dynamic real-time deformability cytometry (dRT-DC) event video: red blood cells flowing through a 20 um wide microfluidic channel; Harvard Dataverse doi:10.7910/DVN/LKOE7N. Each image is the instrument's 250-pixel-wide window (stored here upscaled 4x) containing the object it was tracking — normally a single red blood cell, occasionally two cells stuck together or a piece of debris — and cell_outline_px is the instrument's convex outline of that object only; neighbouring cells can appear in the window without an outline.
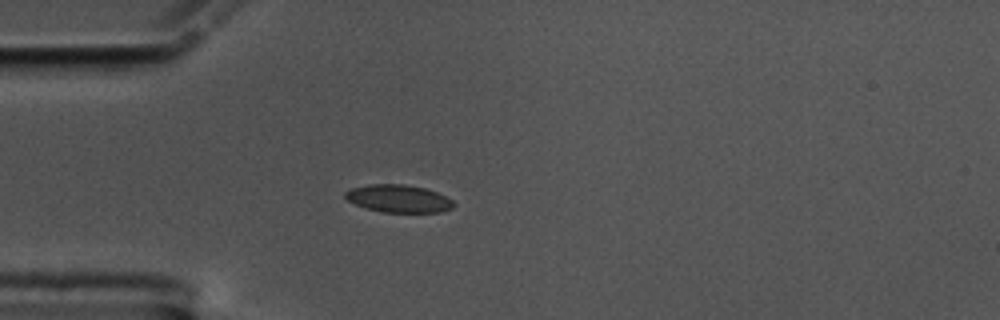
{"species": "common noctule bat (a hibernating species)", "species_latin": "Nyctalus noctula", "temperature_condition": "cold", "stored_images_in_passage": 51, "camera_frame_rate_fps": 3000, "um_per_image_px": 0.085, "animal": {"sex": "male", "body_mass_g": 17.5, "forearm_length_mm": 52.3}, "frame": {"image": 1, "passage_image": 10, "time_ms": 3.0, "image_size_px": [1000, 320], "cell_outline_px": [[456, 204], [452, 208], [440, 212], [384, 212], [368, 208], [356, 204], [348, 200], [344, 196], [344, 192], [352, 188], [368, 184], [404, 184], [424, 188], [436, 192], [452, 200]], "centroid_in_image_um": [33.88, 16.87], "position_along_channel_um": 51.1, "area_um2": 17.28}}
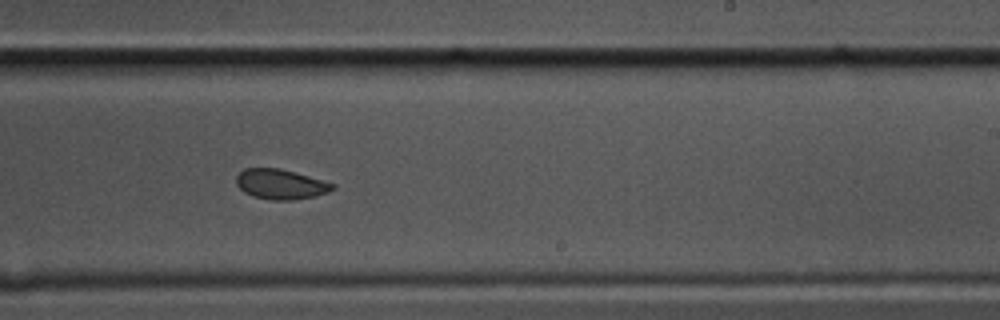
{"frame": {"image": 2, "passage_image": 29, "time_ms": 9.333, "image_size_px": [1000, 320], "cell_outline_px": [[336, 188], [328, 192], [312, 196], [292, 200], [272, 200], [252, 196], [244, 192], [236, 184], [236, 176], [244, 168], [280, 168], [336, 184]], "centroid_in_image_um": [23.84, 15.65], "position_along_channel_um": 265.2, "area_um2": 16.76}}
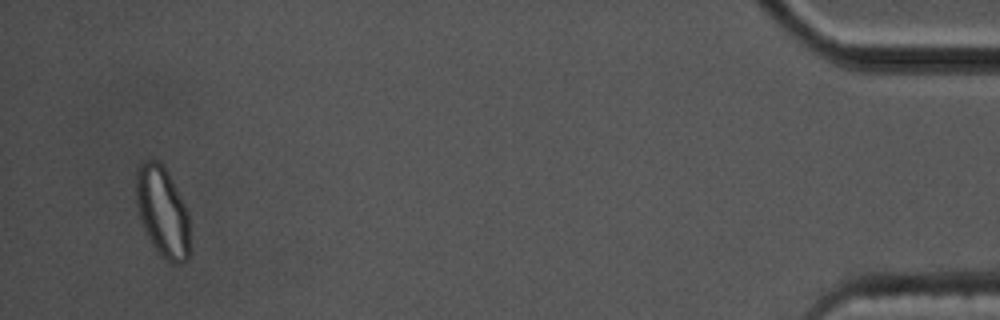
{"frame": {"image": 3, "passage_image": 49, "time_ms": 16.0, "image_size_px": [1000, 320], "cell_outline_px": [[188, 260], [180, 264], [172, 264], [164, 260], [152, 244], [144, 228], [140, 216], [136, 200], [136, 168], [144, 160], [156, 160], [168, 172], [188, 212]], "centroid_in_image_um": [13.8, 18.01], "position_along_channel_um": 421.4, "area_um2": 27.98}, "authors_computed_cell_mechanics": {"area_um2": 17.629, "velocity_mm_per_s": 3.5358, "shape_relaxation_time_tau1_ms": 2.597, "shape_relaxation_time_tau2_ms": 1.3573, "deformation_change_tau1": 0.0914, "deformation_change_tau2": 0.0585}}